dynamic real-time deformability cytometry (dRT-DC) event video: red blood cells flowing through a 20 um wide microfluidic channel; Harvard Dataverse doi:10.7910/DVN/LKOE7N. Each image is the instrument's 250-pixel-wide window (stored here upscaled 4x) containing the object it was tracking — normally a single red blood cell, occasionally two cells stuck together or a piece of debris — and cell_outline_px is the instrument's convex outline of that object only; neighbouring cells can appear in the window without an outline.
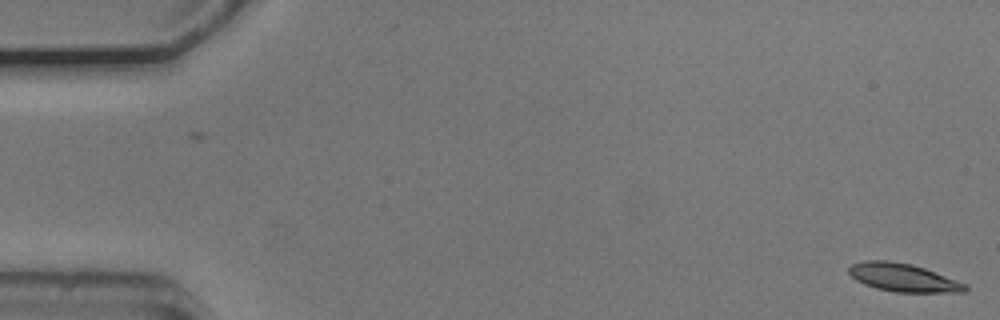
{"species": "common noctule bat (a hibernating species)", "species_latin": "Nyctalus noctula", "temperature_condition": "cold", "stored_images_in_passage": 54, "camera_frame_rate_fps": 3000, "um_per_image_px": 0.085, "animal": {"sex": "male", "body_mass_g": 20.5, "forearm_length_mm": 52.5}, "frame": {"image": 1, "passage_image": 1, "time_ms": 0.0, "image_size_px": [1000, 320], "cell_outline_px": [[968, 288], [964, 292], [896, 292], [876, 288], [864, 284], [856, 280], [848, 272], [848, 268], [852, 264], [864, 260], [888, 260], [912, 264], [924, 268], [956, 280], [964, 284]], "centroid_in_image_um": [76.72, 23.58], "position_along_channel_um": 8.3, "area_um2": 18.9}}
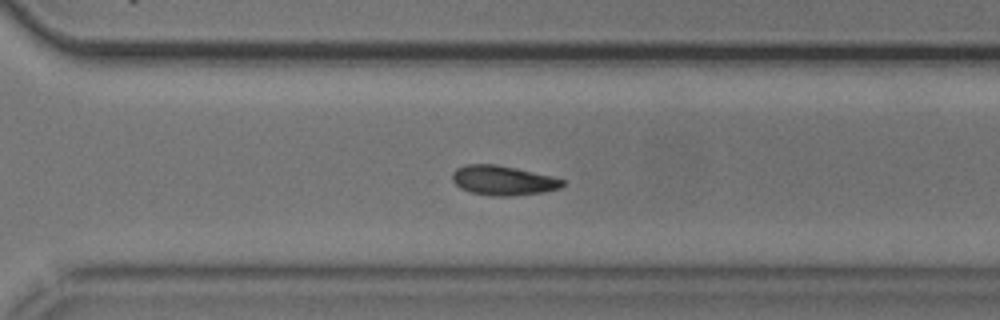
{"frame": {"image": 2, "passage_image": 38, "time_ms": 12.333, "image_size_px": [1000, 320], "cell_outline_px": [[564, 184], [560, 188], [544, 192], [512, 196], [492, 196], [472, 192], [460, 188], [452, 180], [452, 172], [456, 168], [464, 164], [496, 164], [552, 176], [564, 180]], "centroid_in_image_um": [42.74, 15.33], "position_along_channel_um": 327.9, "area_um2": 19.02}}
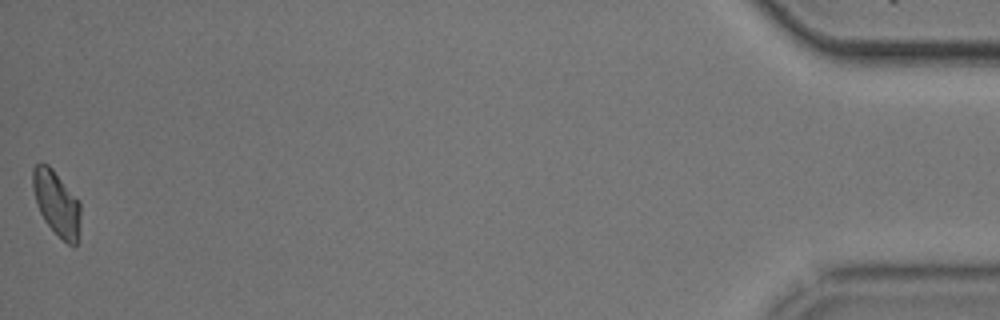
{"frame": {"image": 3, "passage_image": 54, "time_ms": 17.667, "image_size_px": [1000, 320], "cell_outline_px": [[80, 220], [76, 244], [68, 244], [44, 220], [36, 204], [32, 188], [32, 168], [40, 160], [48, 164], [52, 168], [80, 200]], "centroid_in_image_um": [4.78, 17.18], "position_along_channel_um": 430.4, "area_um2": 18.09}, "authors_computed_cell_mechanics": {"area_um2": 19.0451, "velocity_mm_per_s": 3.7276, "shape_relaxation_time_tau1_ms": 4.4677, "shape_relaxation_time_tau2_ms": null, "deformation_change_tau1": 0.1266, "deformation_change_tau2": null}}